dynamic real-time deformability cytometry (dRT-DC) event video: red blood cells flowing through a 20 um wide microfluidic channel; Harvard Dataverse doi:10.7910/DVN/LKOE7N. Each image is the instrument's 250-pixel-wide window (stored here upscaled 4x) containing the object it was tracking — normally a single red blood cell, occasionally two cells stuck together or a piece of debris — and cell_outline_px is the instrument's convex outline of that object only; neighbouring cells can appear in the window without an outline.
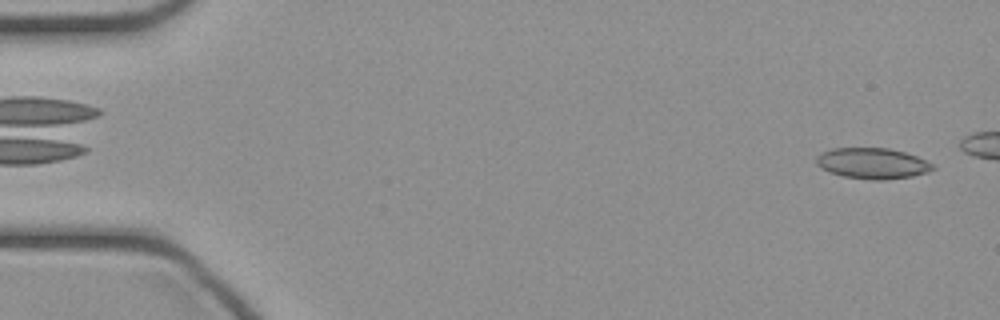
{"species": "common noctule bat (a hibernating species)", "species_latin": "Nyctalus noctula", "temperature_condition": "cold", "stored_images_in_passage": 12, "camera_frame_rate_fps": 3000, "um_per_image_px": 0.085, "animal": {"sex": "female", "body_mass_g": 21.9}, "frame": {"image": 1, "passage_image": 1, "time_ms": 0.0, "image_size_px": [1000, 320], "cell_outline_px": [[936, 168], [928, 172], [912, 176], [884, 180], [872, 180], [844, 176], [820, 168], [816, 164], [816, 156], [820, 152], [832, 148], [888, 148], [904, 152], [916, 156], [932, 164]], "centroid_in_image_um": [74.13, 13.88], "position_along_channel_um": 10.9, "area_um2": 20.87}}